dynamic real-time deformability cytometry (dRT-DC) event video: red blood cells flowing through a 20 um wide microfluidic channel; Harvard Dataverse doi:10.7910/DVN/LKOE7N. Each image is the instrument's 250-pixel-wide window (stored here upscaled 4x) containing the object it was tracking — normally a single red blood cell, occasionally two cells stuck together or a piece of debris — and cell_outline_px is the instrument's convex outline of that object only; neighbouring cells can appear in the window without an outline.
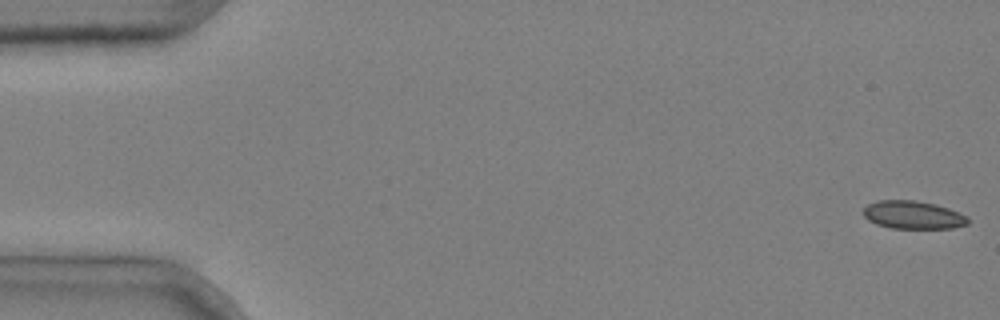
{"species": "common noctule bat (a hibernating species)", "species_latin": "Nyctalus noctula", "temperature_condition": "cold", "stored_images_in_passage": 9, "camera_frame_rate_fps": 3000, "um_per_image_px": 0.085, "animal": {"sex": "male", "body_mass_g": 20.4}, "frame": {"image": 1, "passage_image": 1, "time_ms": 0.0, "image_size_px": [1000, 320], "cell_outline_px": [[968, 224], [952, 228], [892, 228], [876, 224], [868, 220], [864, 216], [864, 208], [868, 204], [876, 200], [916, 200], [936, 204], [948, 208], [968, 216]], "centroid_in_image_um": [77.6, 18.26], "position_along_channel_um": 7.4, "area_um2": 17.11}}
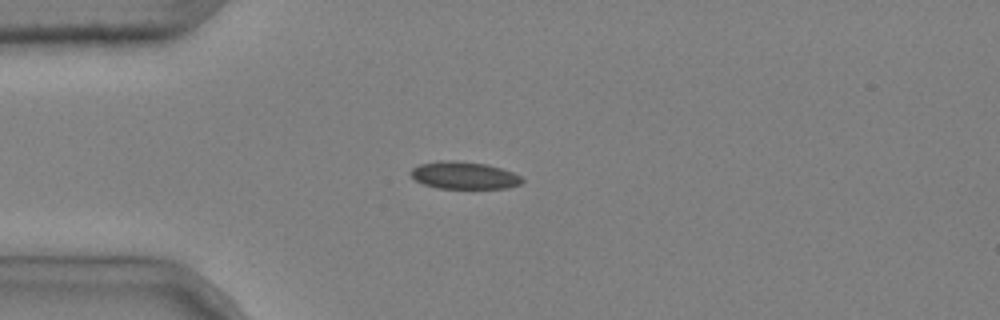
{"frame": {"image": 2, "passage_image": 4, "time_ms": 1.0, "image_size_px": [1000, 320], "cell_outline_px": [[524, 180], [520, 184], [508, 188], [436, 188], [424, 184], [416, 180], [408, 172], [412, 168], [420, 164], [440, 160], [456, 160], [488, 164], [512, 172], [520, 176]], "centroid_in_image_um": [39.43, 14.9], "position_along_channel_um": 45.6, "area_um2": 17.8}}
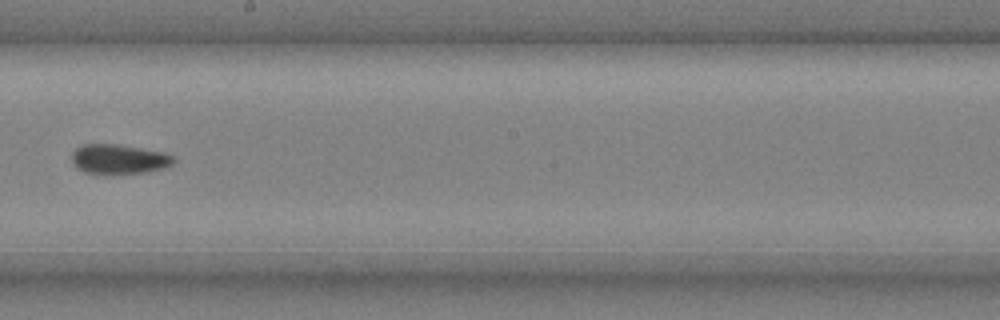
{"frame": {"image": 3, "passage_image": 9, "time_ms": 2.667, "image_size_px": [1000, 320], "cell_outline_px": [[176, 160], [168, 168], [148, 172], [104, 176], [84, 172], [76, 168], [72, 164], [72, 152], [80, 144], [116, 144], [164, 152], [172, 156]], "centroid_in_image_um": [10.08, 13.56], "position_along_channel_um": 238.1, "area_um2": 18.32}}